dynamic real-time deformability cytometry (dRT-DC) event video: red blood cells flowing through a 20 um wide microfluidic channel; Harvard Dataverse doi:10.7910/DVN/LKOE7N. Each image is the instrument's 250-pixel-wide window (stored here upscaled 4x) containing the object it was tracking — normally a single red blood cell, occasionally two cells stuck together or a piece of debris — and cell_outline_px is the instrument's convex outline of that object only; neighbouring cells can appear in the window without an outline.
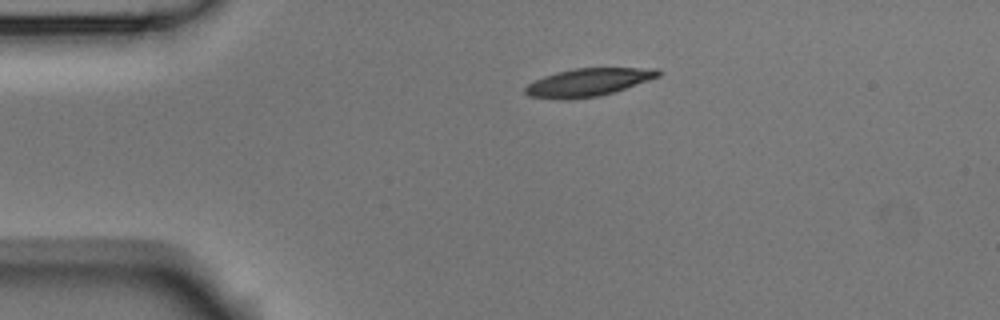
{"species": "Egyptian fruit bat (a non-hibernating species)", "species_latin": "Rousettus aegyptiacus", "temperature_condition": "room temperature", "stored_images_in_passage": 2, "camera_frame_rate_fps": 3000, "um_per_image_px": 0.085, "animal": {"sex": "male"}, "frame": {"image": 1, "passage_image": 1, "time_ms": 0.0, "image_size_px": [1000, 320], "cell_outline_px": [[660, 76], [600, 96], [528, 96], [524, 92], [524, 88], [528, 84], [544, 76], [556, 72], [576, 68], [656, 68], [660, 72]], "centroid_in_image_um": [50.05, 6.93], "position_along_channel_um": 34.9, "area_um2": 20.35}}